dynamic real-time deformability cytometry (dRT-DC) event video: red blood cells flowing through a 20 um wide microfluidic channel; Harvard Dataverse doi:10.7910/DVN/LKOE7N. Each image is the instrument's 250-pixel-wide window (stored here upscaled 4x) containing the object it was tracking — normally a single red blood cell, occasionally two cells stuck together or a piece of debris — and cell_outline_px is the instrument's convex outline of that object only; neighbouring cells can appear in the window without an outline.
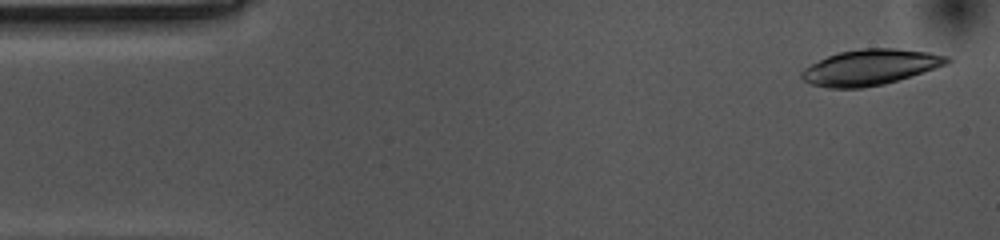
{"species": "common noctule bat (a hibernating species)", "species_latin": "Nyctalus noctula", "temperature_condition": "cold", "stored_images_in_passage": 54, "camera_frame_rate_fps": 3000, "um_per_image_px": 0.085, "animal": {"sex": "female", "body_mass_g": 10.0, "forearm_length_mm": 53.1}, "frame": {"image": 1, "passage_image": 2, "time_ms": 0.333, "image_size_px": [1000, 240], "cell_outline_px": [[952, 60], [948, 64], [884, 84], [864, 88], [828, 88], [812, 84], [804, 80], [800, 76], [800, 72], [804, 68], [828, 56], [840, 52], [860, 48], [896, 48], [928, 52], [948, 56]], "centroid_in_image_um": [73.97, 5.71], "position_along_channel_um": 11.0, "area_um2": 30.06}}
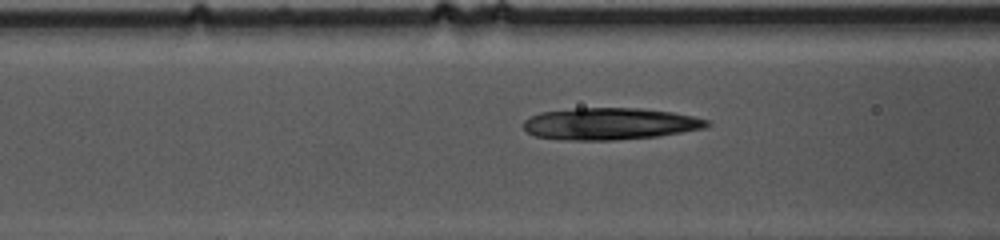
{"frame": {"image": 2, "passage_image": 19, "time_ms": 6.0, "image_size_px": [1000, 240], "cell_outline_px": [[712, 124], [704, 128], [656, 136], [616, 140], [568, 140], [536, 136], [528, 132], [524, 128], [524, 120], [540, 112], [576, 108], [640, 108], [672, 112], [692, 116], [708, 120]], "centroid_in_image_um": [51.84, 10.52], "position_along_channel_um": 114.8, "area_um2": 33.87}}
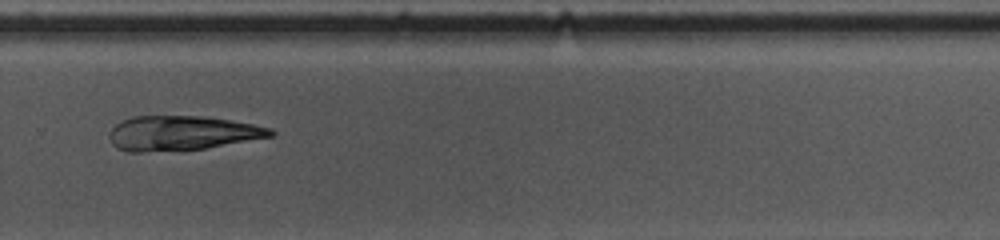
{"frame": {"image": 3, "passage_image": 36, "time_ms": 11.667, "image_size_px": [1000, 240], "cell_outline_px": [[276, 132], [272, 136], [208, 148], [140, 152], [128, 152], [116, 148], [112, 144], [108, 136], [112, 128], [116, 124], [132, 116], [204, 116], [252, 124], [272, 128]], "centroid_in_image_um": [15.44, 11.32], "position_along_channel_um": 314.4, "area_um2": 32.43}}